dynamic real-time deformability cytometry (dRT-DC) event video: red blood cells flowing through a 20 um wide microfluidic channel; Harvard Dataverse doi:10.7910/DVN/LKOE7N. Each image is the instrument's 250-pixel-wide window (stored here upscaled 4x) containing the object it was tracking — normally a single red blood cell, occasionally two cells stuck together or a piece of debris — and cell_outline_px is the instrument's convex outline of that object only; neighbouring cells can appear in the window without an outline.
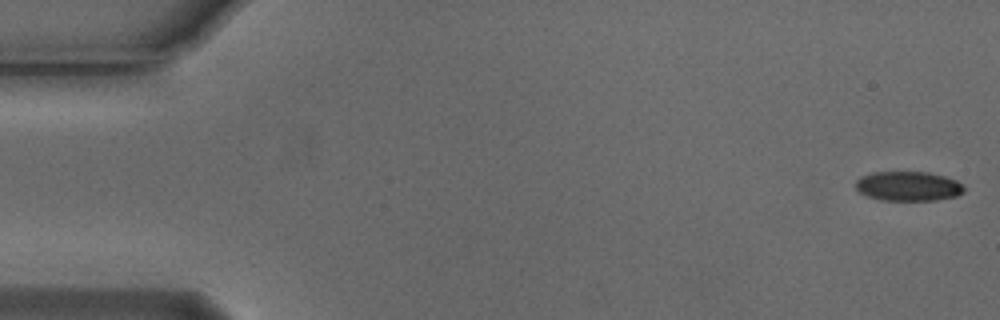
{"species": "Egyptian fruit bat (a non-hibernating species)", "species_latin": "Rousettus aegyptiacus", "temperature_condition": "cold", "stored_images_in_passage": 13, "camera_frame_rate_fps": 3000, "um_per_image_px": 0.085, "animal": {"sex": "male"}, "frame": {"image": 1, "passage_image": 1, "time_ms": 0.0, "image_size_px": [1000, 320], "cell_outline_px": [[964, 192], [956, 196], [936, 200], [880, 200], [868, 196], [860, 192], [856, 188], [856, 180], [860, 176], [872, 172], [928, 172], [944, 176], [956, 180], [964, 188]], "centroid_in_image_um": [77.18, 15.82], "position_along_channel_um": 7.8, "area_um2": 18.61}}